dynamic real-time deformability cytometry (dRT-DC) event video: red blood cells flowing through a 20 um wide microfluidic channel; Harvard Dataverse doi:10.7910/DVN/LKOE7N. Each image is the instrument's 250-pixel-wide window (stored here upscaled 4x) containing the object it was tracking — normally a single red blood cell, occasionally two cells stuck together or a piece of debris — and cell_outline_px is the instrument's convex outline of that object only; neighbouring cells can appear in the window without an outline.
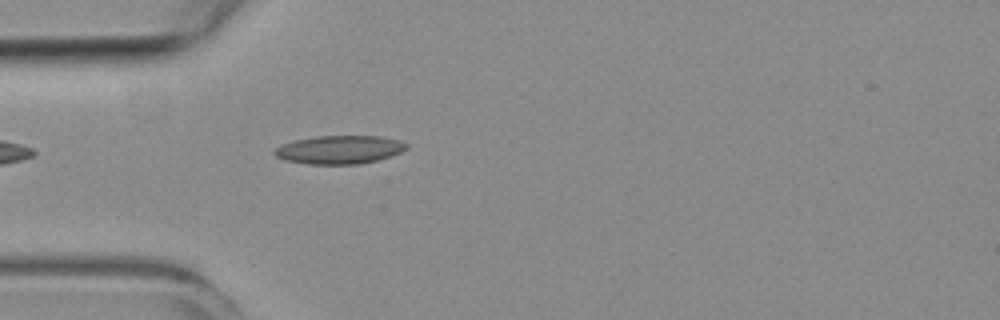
{"species": "common noctule bat (a hibernating species)", "species_latin": "Nyctalus noctula", "temperature_condition": "room temperature", "stored_images_in_passage": 4, "camera_frame_rate_fps": 3000, "um_per_image_px": 0.085, "animal": {"sex": "female", "body_mass_g": 19.3, "forearm_length_mm": 54.1}, "frame": {"image": 1, "passage_image": 4, "time_ms": 3.333, "image_size_px": [1000, 320], "cell_outline_px": [[408, 148], [400, 152], [376, 160], [360, 164], [308, 164], [284, 160], [276, 156], [272, 152], [276, 148], [284, 144], [296, 140], [316, 136], [380, 136], [400, 140], [408, 144]], "centroid_in_image_um": [28.86, 12.72], "position_along_channel_um": 56.1, "area_um2": 21.68}}